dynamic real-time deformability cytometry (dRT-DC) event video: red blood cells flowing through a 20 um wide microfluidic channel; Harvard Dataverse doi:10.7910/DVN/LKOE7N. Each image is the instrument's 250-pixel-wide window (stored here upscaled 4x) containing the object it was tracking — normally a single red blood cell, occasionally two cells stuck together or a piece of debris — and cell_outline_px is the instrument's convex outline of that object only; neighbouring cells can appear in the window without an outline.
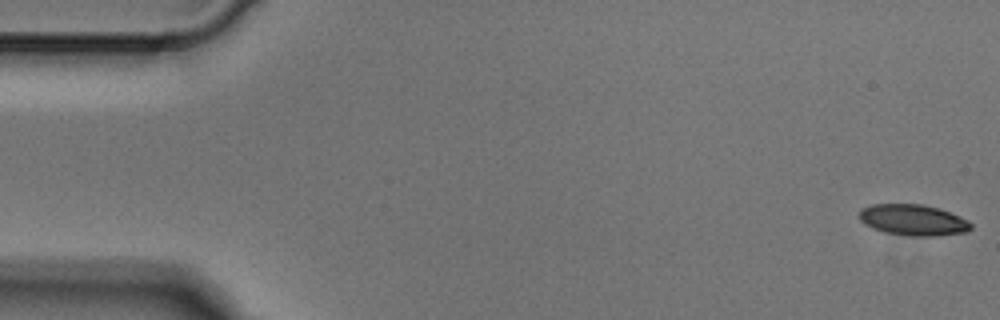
{"species": "Egyptian fruit bat (a non-hibernating species)", "species_latin": "Rousettus aegyptiacus", "temperature_condition": "cold", "stored_images_in_passage": 5, "camera_frame_rate_fps": 3000, "um_per_image_px": 0.085, "animal": {"sex": "male"}, "frame": {"image": 1, "passage_image": 1, "time_ms": 0.0, "image_size_px": [1000, 320], "cell_outline_px": [[972, 228], [968, 232], [936, 236], [912, 236], [884, 232], [872, 228], [864, 224], [860, 220], [860, 208], [872, 204], [924, 204], [940, 208], [960, 216], [968, 220], [972, 224]], "centroid_in_image_um": [77.64, 18.69], "position_along_channel_um": 7.4, "area_um2": 20.46}}
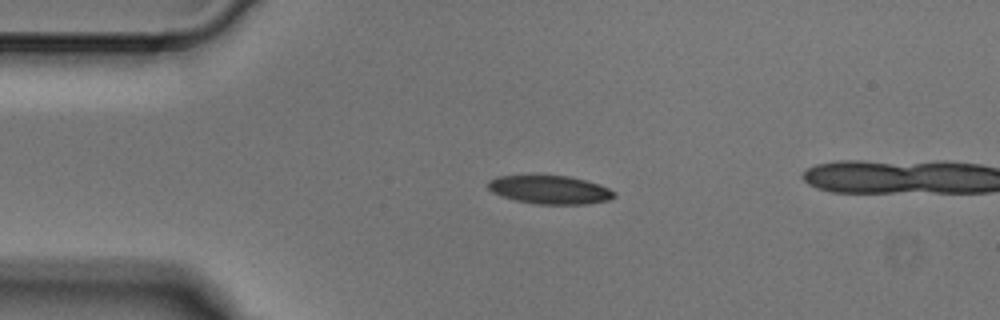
{"frame": {"image": 2, "passage_image": 4, "time_ms": 1.0, "image_size_px": [1000, 320], "cell_outline_px": [[616, 196], [608, 200], [588, 204], [536, 204], [516, 200], [500, 196], [492, 192], [488, 188], [488, 180], [496, 176], [568, 176], [600, 184], [616, 192]], "centroid_in_image_um": [46.74, 16.13], "position_along_channel_um": 38.3, "area_um2": 20.87}}